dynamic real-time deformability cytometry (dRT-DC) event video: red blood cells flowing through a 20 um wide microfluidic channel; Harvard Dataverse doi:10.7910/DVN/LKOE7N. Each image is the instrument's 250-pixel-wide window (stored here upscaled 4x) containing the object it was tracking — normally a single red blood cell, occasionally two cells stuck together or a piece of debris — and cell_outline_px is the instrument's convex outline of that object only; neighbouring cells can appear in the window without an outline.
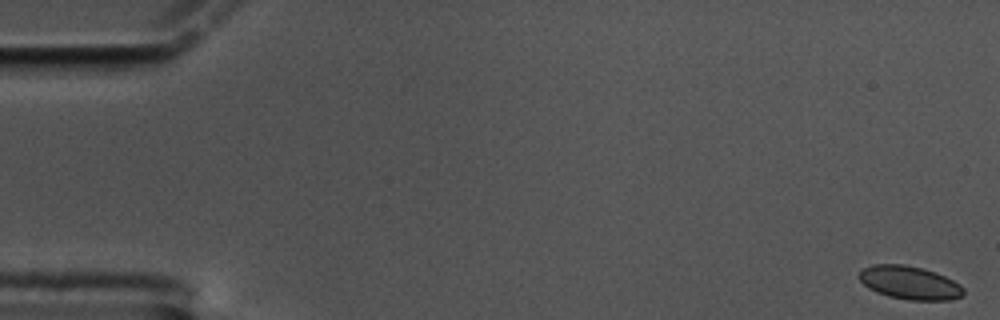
{"species": "common noctule bat (a hibernating species)", "species_latin": "Nyctalus noctula", "temperature_condition": "cold", "stored_images_in_passage": 14, "camera_frame_rate_fps": 3000, "um_per_image_px": 0.085, "animal": {"sex": "male", "body_mass_g": 17.5, "forearm_length_mm": 52.3}, "frame": {"image": 1, "passage_image": 1, "time_ms": 0.0, "image_size_px": [1000, 320], "cell_outline_px": [[964, 292], [960, 296], [948, 300], [908, 300], [888, 296], [876, 292], [868, 288], [856, 276], [860, 268], [872, 264], [904, 264], [936, 272], [960, 284], [964, 288]], "centroid_in_image_um": [77.25, 24.02], "position_along_channel_um": 7.7, "area_um2": 20.4}}